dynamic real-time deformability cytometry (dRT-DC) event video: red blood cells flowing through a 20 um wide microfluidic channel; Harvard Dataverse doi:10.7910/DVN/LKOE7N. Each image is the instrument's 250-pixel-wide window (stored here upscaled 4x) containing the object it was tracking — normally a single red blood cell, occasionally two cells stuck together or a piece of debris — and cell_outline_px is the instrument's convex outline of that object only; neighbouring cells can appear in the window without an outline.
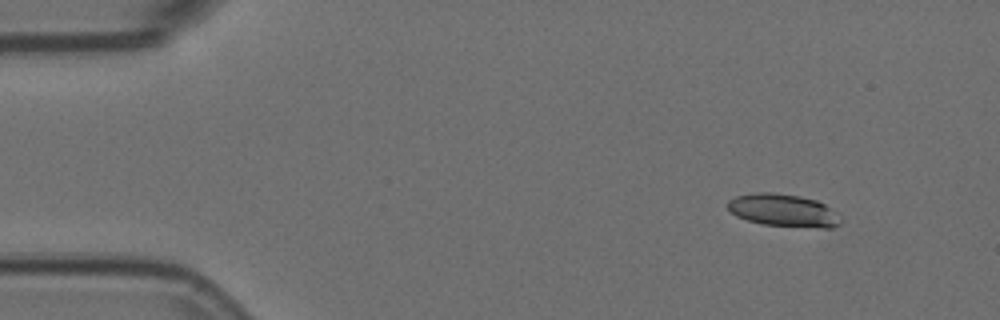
{"species": "Egyptian fruit bat (a non-hibernating species)", "species_latin": "Rousettus aegyptiacus", "temperature_condition": "room temperature", "stored_images_in_passage": 5, "camera_frame_rate_fps": 3000, "um_per_image_px": 0.085, "animal": {"sex": "female"}, "frame": {"image": 1, "passage_image": 2, "time_ms": 0.333, "image_size_px": [1000, 320], "cell_outline_px": [[840, 224], [832, 228], [824, 228], [764, 224], [748, 220], [736, 216], [728, 208], [728, 200], [736, 196], [756, 192], [772, 192], [800, 196], [816, 200], [824, 204], [840, 220]], "centroid_in_image_um": [66.54, 17.87], "position_along_channel_um": 18.5, "area_um2": 21.04}}